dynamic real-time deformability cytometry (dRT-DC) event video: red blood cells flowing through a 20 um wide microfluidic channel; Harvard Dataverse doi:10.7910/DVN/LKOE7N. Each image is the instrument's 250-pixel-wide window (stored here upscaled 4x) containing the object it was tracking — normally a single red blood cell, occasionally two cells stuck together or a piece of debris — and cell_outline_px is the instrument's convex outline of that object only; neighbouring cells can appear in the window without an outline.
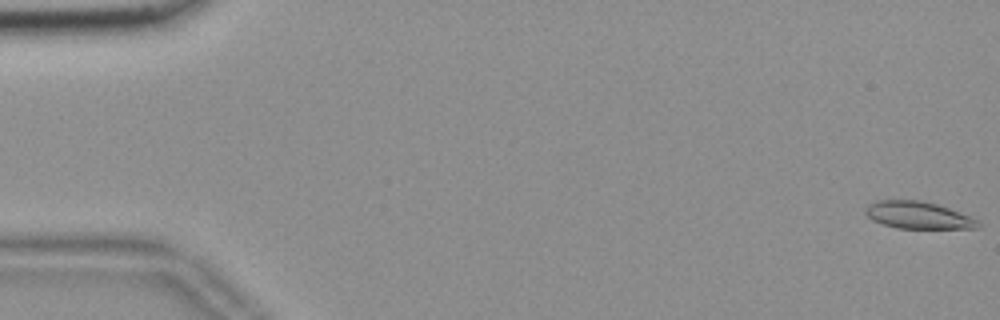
{"species": "common noctule bat (a hibernating species)", "species_latin": "Nyctalus noctula", "temperature_condition": "room temperature", "stored_images_in_passage": 56, "camera_frame_rate_fps": 3000, "um_per_image_px": 0.085, "animal": {"sex": "female", "body_mass_g": 18.4}, "frame": {"image": 1, "passage_image": 1, "time_ms": 0.0, "image_size_px": [1000, 320], "cell_outline_px": [[980, 224], [976, 228], [896, 228], [872, 220], [864, 212], [864, 208], [868, 204], [876, 200], [920, 200], [936, 204], [948, 208], [980, 220]], "centroid_in_image_um": [78.0, 18.28], "position_along_channel_um": 7.0, "area_um2": 17.74}}
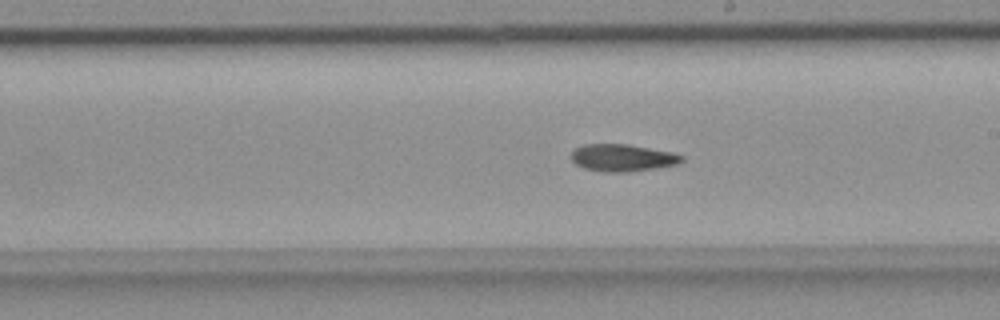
{"frame": {"image": 2, "passage_image": 32, "time_ms": 10.333, "image_size_px": [1000, 320], "cell_outline_px": [[684, 160], [676, 164], [656, 168], [628, 172], [604, 172], [584, 168], [576, 164], [568, 156], [576, 148], [584, 144], [628, 144], [672, 152], [684, 156]], "centroid_in_image_um": [52.89, 13.41], "position_along_channel_um": 236.1, "area_um2": 17.57}}
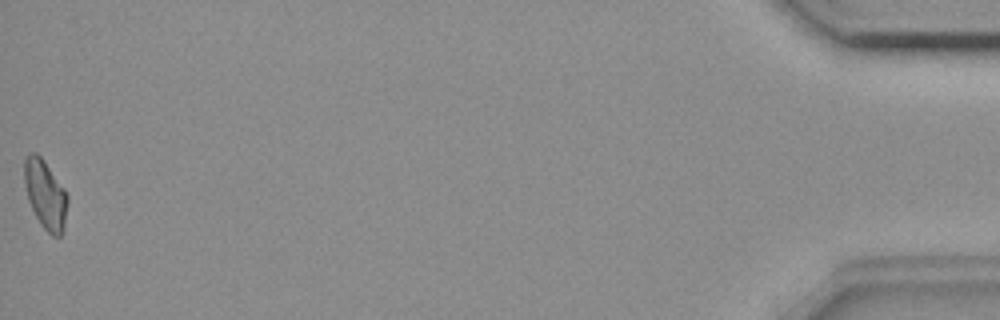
{"frame": {"image": 3, "passage_image": 56, "time_ms": 18.333, "image_size_px": [1000, 320], "cell_outline_px": [[68, 204], [64, 232], [60, 236], [52, 236], [40, 224], [28, 200], [24, 180], [24, 160], [32, 152], [36, 152], [44, 160], [64, 188], [68, 196]], "centroid_in_image_um": [3.88, 16.56], "position_along_channel_um": 431.3, "area_um2": 17.4}}